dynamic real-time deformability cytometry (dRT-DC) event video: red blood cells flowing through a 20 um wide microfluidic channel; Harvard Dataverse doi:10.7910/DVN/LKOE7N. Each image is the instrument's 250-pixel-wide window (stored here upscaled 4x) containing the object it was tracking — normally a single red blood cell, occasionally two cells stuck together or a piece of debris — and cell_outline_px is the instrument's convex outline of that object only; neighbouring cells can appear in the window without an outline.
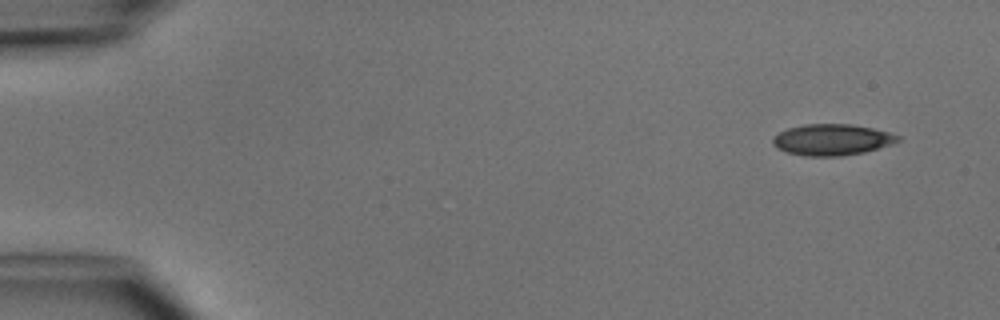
{"species": "common noctule bat (a hibernating species)", "species_latin": "Nyctalus noctula", "temperature_condition": "cold", "stored_images_in_passage": 5, "camera_frame_rate_fps": 3000, "um_per_image_px": 0.085, "animal": {"sex": "male", "body_mass_g": 15.6}, "frame": {"image": 1, "passage_image": 1, "time_ms": 0.0, "image_size_px": [1000, 320], "cell_outline_px": [[900, 140], [892, 144], [864, 152], [840, 156], [804, 156], [788, 152], [776, 148], [772, 144], [772, 136], [788, 128], [804, 124], [852, 124], [872, 128], [888, 132], [900, 136]], "centroid_in_image_um": [70.69, 11.87], "position_along_channel_um": 14.3, "area_um2": 22.77}}
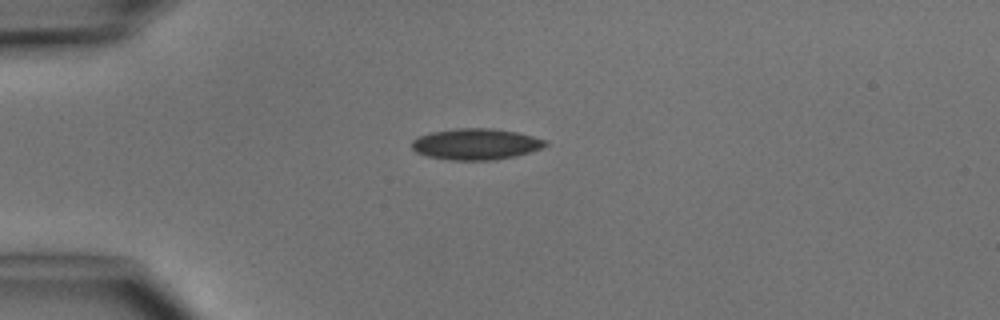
{"frame": {"image": 2, "passage_image": 3, "time_ms": 3.0, "image_size_px": [1000, 320], "cell_outline_px": [[548, 144], [540, 148], [516, 156], [496, 160], [452, 160], [428, 156], [416, 152], [412, 148], [412, 140], [420, 136], [432, 132], [456, 128], [492, 128], [516, 132], [532, 136], [544, 140]], "centroid_in_image_um": [40.43, 12.25], "position_along_channel_um": 44.6, "area_um2": 24.04}}
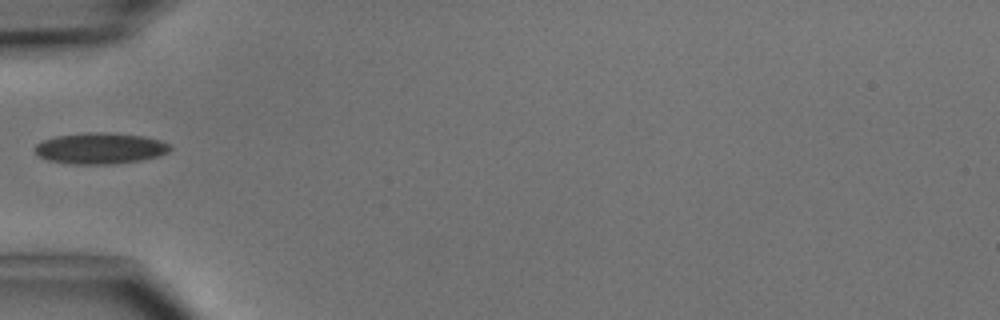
{"frame": {"image": 3, "passage_image": 4, "time_ms": 4.333, "image_size_px": [1000, 320], "cell_outline_px": [[172, 148], [168, 152], [160, 156], [140, 160], [112, 164], [72, 164], [48, 160], [40, 156], [32, 148], [36, 144], [44, 140], [56, 136], [84, 132], [108, 132], [144, 136], [160, 140], [168, 144]], "centroid_in_image_um": [8.52, 12.6], "position_along_channel_um": 76.5, "area_um2": 24.62}}